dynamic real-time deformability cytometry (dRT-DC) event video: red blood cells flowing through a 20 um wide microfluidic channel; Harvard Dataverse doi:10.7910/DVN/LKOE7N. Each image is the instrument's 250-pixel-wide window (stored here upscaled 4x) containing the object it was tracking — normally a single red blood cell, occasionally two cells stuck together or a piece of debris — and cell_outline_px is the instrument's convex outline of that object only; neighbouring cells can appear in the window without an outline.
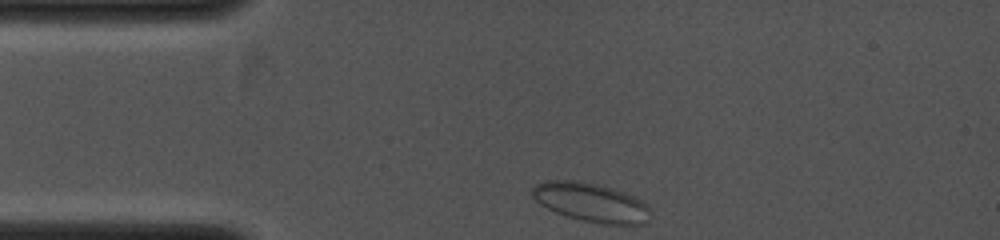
{"species": "common noctule bat (a hibernating species)", "species_latin": "Nyctalus noctula", "temperature_condition": "cold", "stored_images_in_passage": 24, "camera_frame_rate_fps": 4000, "um_per_image_px": 0.085, "animal": {"sex": "female", "body_mass_g": 19.0, "forearm_length_mm": 53.3}, "frame": {"image": 1, "passage_image": 1, "time_ms": 0.0, "image_size_px": [1000, 240], "cell_outline_px": [[652, 212], [648, 220], [644, 224], [600, 224], [568, 216], [556, 212], [540, 204], [532, 196], [532, 188], [536, 184], [544, 180], [580, 180], [612, 188], [636, 196]], "centroid_in_image_um": [50.24, 17.19], "position_along_channel_um": 34.8, "area_um2": 26.76}}
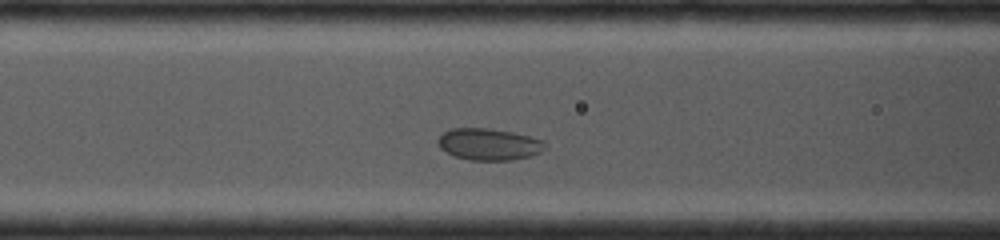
{"frame": {"image": 2, "passage_image": 10, "time_ms": 2.5, "image_size_px": [1000, 240], "cell_outline_px": [[548, 144], [540, 152], [532, 156], [512, 160], [468, 160], [452, 156], [440, 148], [436, 140], [444, 132], [452, 128], [488, 128], [512, 132], [544, 140]], "centroid_in_image_um": [41.55, 12.27], "position_along_channel_um": 125.1, "area_um2": 20.0}}
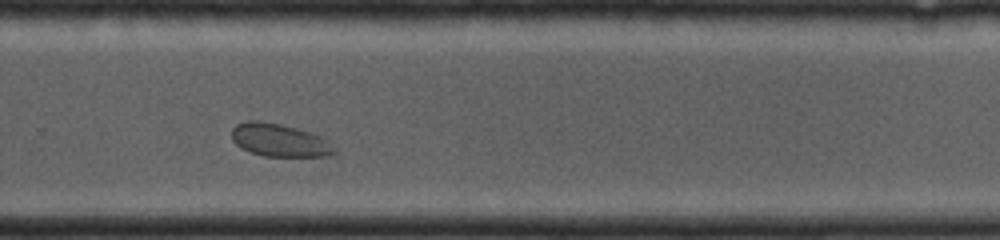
{"frame": {"image": 3, "passage_image": 22, "time_ms": 6.25, "image_size_px": [1000, 240], "cell_outline_px": [[336, 152], [328, 156], [264, 156], [248, 152], [240, 148], [232, 140], [232, 128], [236, 124], [248, 120], [256, 120], [280, 124], [296, 128], [320, 136], [328, 140], [336, 148]], "centroid_in_image_um": [23.73, 11.92], "position_along_channel_um": 306.1, "area_um2": 19.77}}